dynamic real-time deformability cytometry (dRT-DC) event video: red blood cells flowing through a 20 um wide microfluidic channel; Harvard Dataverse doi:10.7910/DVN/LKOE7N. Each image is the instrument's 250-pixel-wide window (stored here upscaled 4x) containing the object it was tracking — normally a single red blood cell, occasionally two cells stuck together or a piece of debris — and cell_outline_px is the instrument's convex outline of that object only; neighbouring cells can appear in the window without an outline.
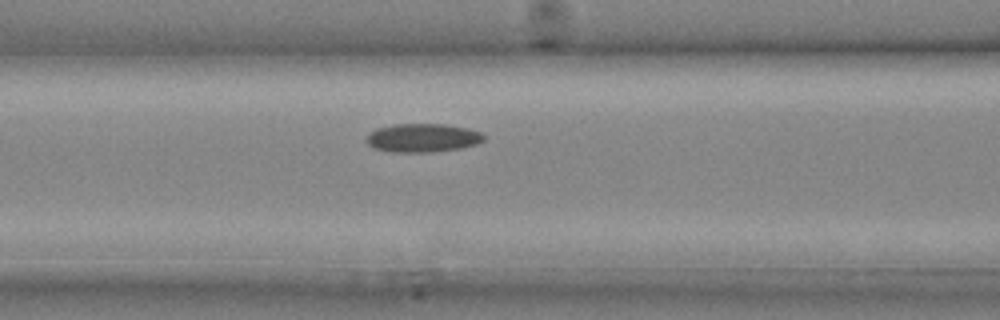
{"species": "common noctule bat (a hibernating species)", "species_latin": "Nyctalus noctula", "temperature_condition": "cold", "stored_images_in_passage": 7, "camera_frame_rate_fps": 3000, "um_per_image_px": 0.085, "animal": {"sex": "male", "body_mass_g": 20.4}, "frame": {"image": 1, "passage_image": 5, "time_ms": 1.333, "image_size_px": [1000, 320], "cell_outline_px": [[484, 140], [476, 144], [460, 148], [432, 152], [392, 152], [372, 148], [368, 144], [368, 136], [376, 128], [396, 124], [444, 124], [468, 128], [480, 132], [484, 136]], "centroid_in_image_um": [35.93, 11.72], "position_along_channel_um": 130.7, "area_um2": 19.42}}
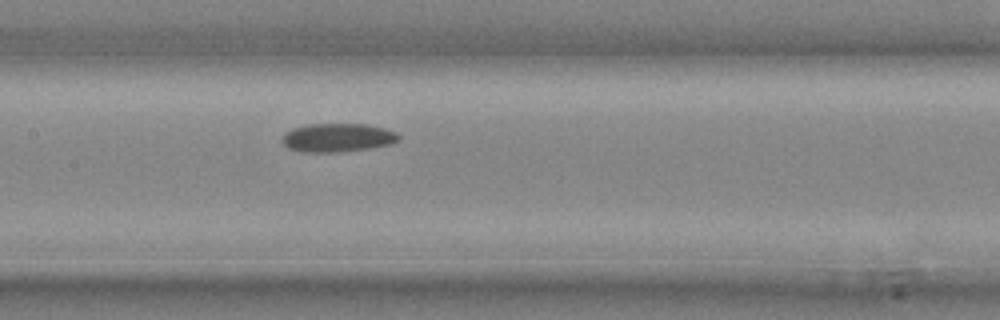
{"frame": {"image": 2, "passage_image": 7, "time_ms": 2.0, "image_size_px": [1000, 320], "cell_outline_px": [[400, 140], [392, 144], [372, 148], [340, 152], [304, 152], [288, 148], [280, 140], [284, 132], [292, 128], [308, 124], [368, 124], [384, 128], [396, 132], [400, 136]], "centroid_in_image_um": [28.7, 11.7], "position_along_channel_um": 178.7, "area_um2": 19.71}}